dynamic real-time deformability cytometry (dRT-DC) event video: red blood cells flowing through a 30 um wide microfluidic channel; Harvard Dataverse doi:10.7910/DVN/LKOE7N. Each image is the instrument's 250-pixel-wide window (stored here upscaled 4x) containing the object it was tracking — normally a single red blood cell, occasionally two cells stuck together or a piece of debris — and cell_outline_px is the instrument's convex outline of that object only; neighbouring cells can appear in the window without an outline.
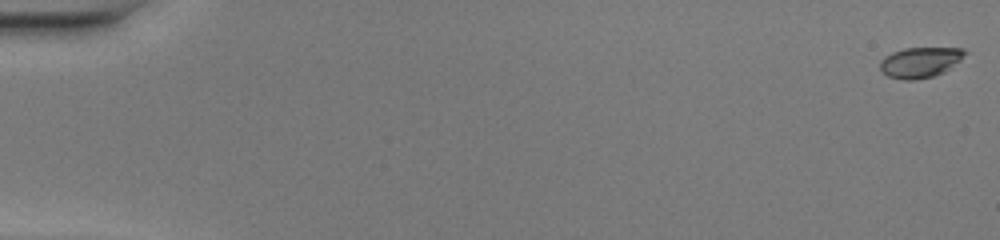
{"species": "common noctule bat (a hibernating species)", "species_latin": "Nyctalus noctula", "temperature_condition": "warm", "stored_images_in_passage": 51, "camera_frame_rate_fps": 3000, "um_per_image_px": 0.085, "animal": {"sex": "female", "body_mass_g": 20.0, "forearm_length_mm": 54.0}, "frame": {"image": 1, "passage_image": 1, "time_ms": 0.0, "image_size_px": [1000, 240], "cell_outline_px": [[968, 52], [960, 60], [944, 72], [932, 76], [912, 80], [904, 80], [888, 76], [880, 72], [880, 60], [884, 56], [892, 52], [904, 48], [964, 48]], "centroid_in_image_um": [78.19, 5.29], "position_along_channel_um": 6.8, "area_um2": 15.09}}
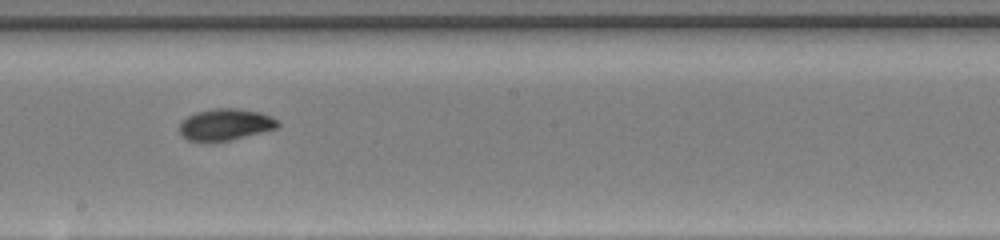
{"frame": {"image": 2, "passage_image": 30, "time_ms": 9.667, "image_size_px": [1000, 240], "cell_outline_px": [[280, 124], [276, 128], [228, 140], [188, 140], [180, 132], [180, 124], [188, 116], [196, 112], [212, 108], [236, 108], [260, 112], [276, 120]], "centroid_in_image_um": [19.15, 10.55], "position_along_channel_um": 229.1, "area_um2": 17.46}}
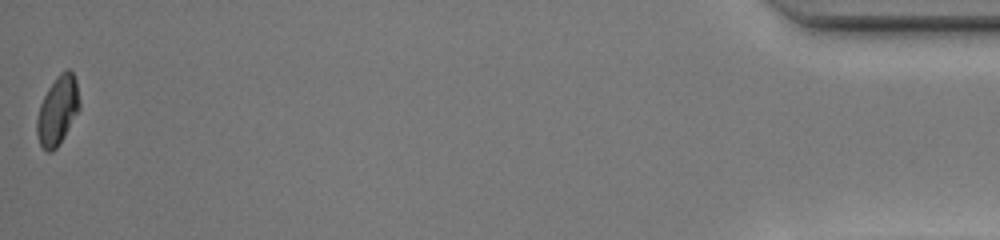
{"frame": {"image": 3, "passage_image": 51, "time_ms": 16.667, "image_size_px": [1000, 240], "cell_outline_px": [[80, 108], [64, 136], [56, 148], [52, 152], [48, 152], [40, 144], [36, 132], [36, 120], [40, 104], [48, 88], [56, 76], [60, 72], [68, 68], [72, 72], [76, 80], [80, 100]], "centroid_in_image_um": [4.9, 9.37], "position_along_channel_um": 430.3, "area_um2": 17.05}, "authors_computed_cell_mechanics": {"area_um2": 17.2244, "velocity_mm_per_s": 4.1685, "shape_relaxation_time_tau1_ms": 3.3158, "shape_relaxation_time_tau2_ms": 1.8194, "deformation_change_tau1": 0.1589, "deformation_change_tau2": 0.053}}